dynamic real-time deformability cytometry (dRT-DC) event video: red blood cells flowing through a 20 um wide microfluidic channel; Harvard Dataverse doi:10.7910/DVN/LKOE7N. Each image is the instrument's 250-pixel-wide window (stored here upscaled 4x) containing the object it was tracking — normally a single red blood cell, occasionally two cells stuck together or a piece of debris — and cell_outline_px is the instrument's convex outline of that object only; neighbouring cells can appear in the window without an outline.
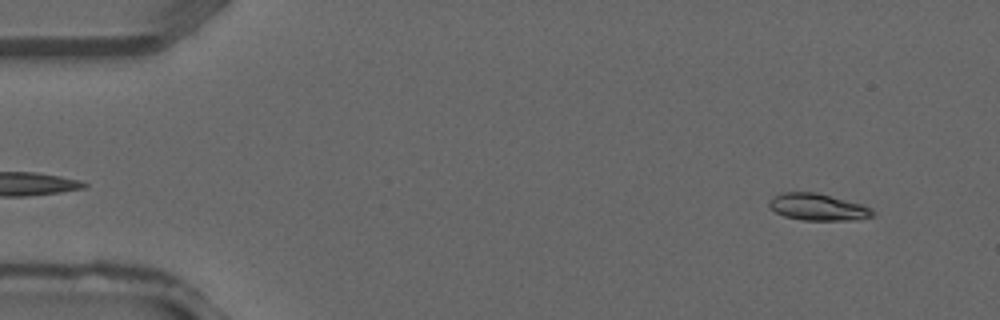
{"species": "common noctule bat (a hibernating species)", "species_latin": "Nyctalus noctula", "temperature_condition": "warm", "stored_images_in_passage": 38, "camera_frame_rate_fps": 3000, "um_per_image_px": 0.085, "animal": {"sex": "male", "forearm_length_mm": 52.5}, "frame": {"image": 1, "passage_image": 3, "time_ms": 0.667, "image_size_px": [1000, 320], "cell_outline_px": [[876, 216], [856, 220], [800, 220], [784, 216], [768, 208], [768, 200], [772, 196], [780, 192], [816, 192], [860, 204], [872, 208], [876, 212]], "centroid_in_image_um": [69.49, 17.6], "position_along_channel_um": 15.5, "area_um2": 16.47}}
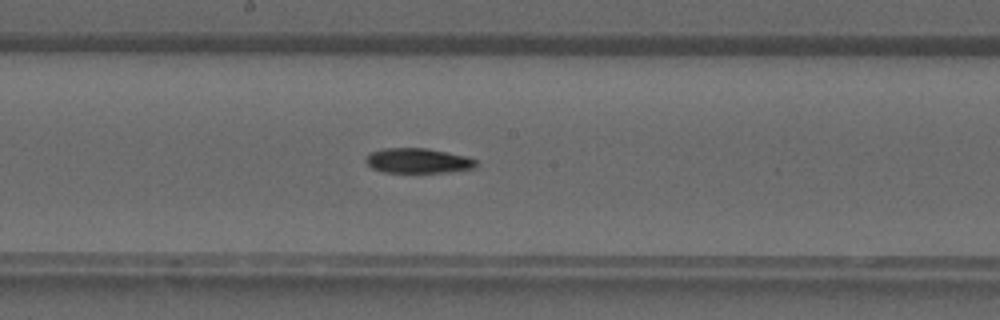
{"frame": {"image": 2, "passage_image": 20, "time_ms": 6.333, "image_size_px": [1000, 320], "cell_outline_px": [[480, 164], [476, 168], [448, 172], [384, 172], [372, 168], [364, 160], [364, 156], [372, 152], [384, 148], [428, 148], [468, 156], [476, 160]], "centroid_in_image_um": [35.57, 13.65], "position_along_channel_um": 212.6, "area_um2": 16.24}}
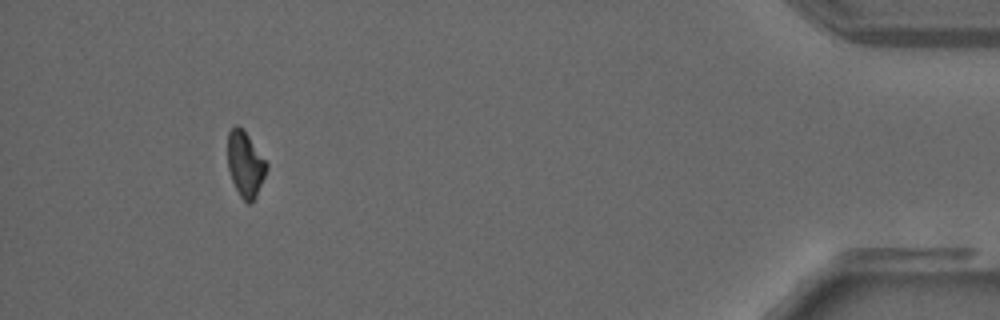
{"frame": {"image": 3, "passage_image": 35, "time_ms": 11.333, "image_size_px": [1000, 320], "cell_outline_px": [[268, 168], [256, 196], [248, 204], [240, 196], [232, 180], [228, 168], [228, 132], [236, 124], [248, 136], [268, 164]], "centroid_in_image_um": [20.85, 13.96], "position_along_channel_um": 414.4, "area_um2": 14.45}}